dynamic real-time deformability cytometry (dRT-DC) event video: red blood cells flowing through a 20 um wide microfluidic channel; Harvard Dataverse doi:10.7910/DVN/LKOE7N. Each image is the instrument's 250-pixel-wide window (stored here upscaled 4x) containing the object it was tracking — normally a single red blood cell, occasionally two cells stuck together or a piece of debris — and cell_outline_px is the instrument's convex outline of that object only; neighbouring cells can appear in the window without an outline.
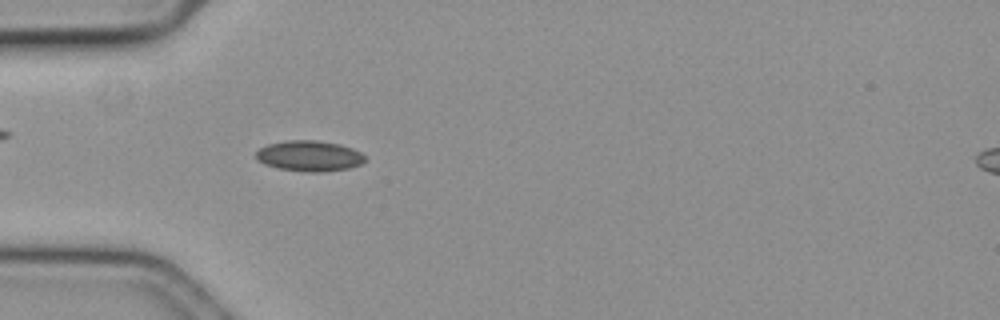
{"species": "common noctule bat (a hibernating species)", "species_latin": "Nyctalus noctula", "temperature_condition": "cold", "stored_images_in_passage": 33, "camera_frame_rate_fps": 3000, "um_per_image_px": 0.085, "animal": {"sex": "female", "body_mass_g": 19.3, "forearm_length_mm": 54.1}, "frame": {"image": 1, "passage_image": 18, "time_ms": 5.667, "image_size_px": [1000, 320], "cell_outline_px": [[364, 160], [360, 164], [348, 168], [324, 172], [304, 172], [280, 168], [264, 164], [256, 156], [256, 152], [260, 148], [268, 144], [288, 140], [316, 140], [340, 144], [352, 148], [360, 152], [364, 156]], "centroid_in_image_um": [26.3, 13.25], "position_along_channel_um": 58.7, "area_um2": 19.31}}
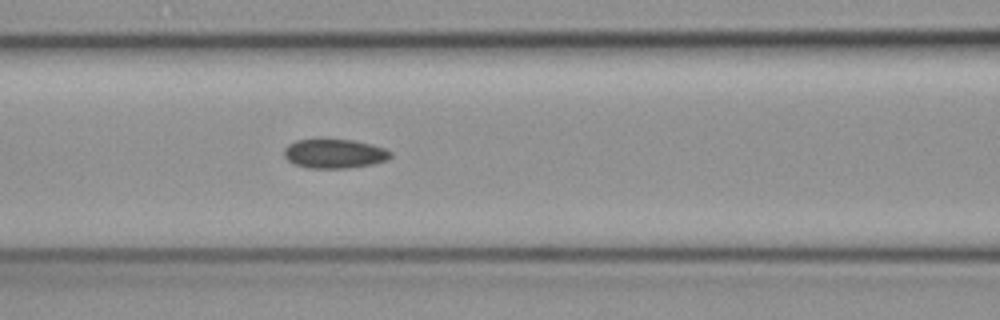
{"frame": {"image": 2, "passage_image": 25, "time_ms": 8.0, "image_size_px": [1000, 320], "cell_outline_px": [[392, 156], [388, 160], [372, 164], [348, 168], [308, 168], [292, 164], [284, 156], [284, 148], [288, 144], [296, 140], [320, 136], [352, 140], [384, 148], [392, 152]], "centroid_in_image_um": [28.37, 13.02], "position_along_channel_um": 138.2, "area_um2": 18.84}}
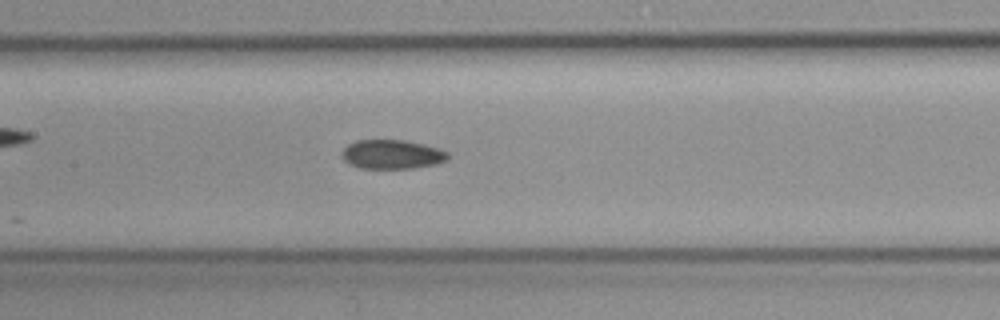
{"frame": {"image": 3, "passage_image": 28, "time_ms": 9.0, "image_size_px": [1000, 320], "cell_outline_px": [[448, 160], [432, 164], [412, 168], [360, 168], [348, 164], [340, 156], [344, 148], [348, 144], [356, 140], [404, 140], [424, 144], [448, 152]], "centroid_in_image_um": [33.27, 13.11], "position_along_channel_um": 174.1, "area_um2": 17.92}}